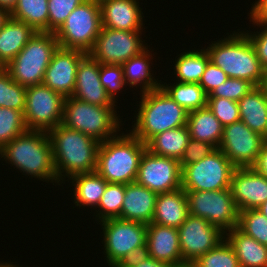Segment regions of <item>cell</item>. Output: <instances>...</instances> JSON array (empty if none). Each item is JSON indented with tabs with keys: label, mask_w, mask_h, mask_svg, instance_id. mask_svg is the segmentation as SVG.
Instances as JSON below:
<instances>
[{
	"label": "cell",
	"mask_w": 267,
	"mask_h": 267,
	"mask_svg": "<svg viewBox=\"0 0 267 267\" xmlns=\"http://www.w3.org/2000/svg\"><path fill=\"white\" fill-rule=\"evenodd\" d=\"M252 168L262 174L263 176L267 177V143H264L261 151L258 155V158Z\"/></svg>",
	"instance_id": "obj_48"
},
{
	"label": "cell",
	"mask_w": 267,
	"mask_h": 267,
	"mask_svg": "<svg viewBox=\"0 0 267 267\" xmlns=\"http://www.w3.org/2000/svg\"><path fill=\"white\" fill-rule=\"evenodd\" d=\"M10 17L25 22L36 32H48V0H18Z\"/></svg>",
	"instance_id": "obj_32"
},
{
	"label": "cell",
	"mask_w": 267,
	"mask_h": 267,
	"mask_svg": "<svg viewBox=\"0 0 267 267\" xmlns=\"http://www.w3.org/2000/svg\"><path fill=\"white\" fill-rule=\"evenodd\" d=\"M207 107L223 126L240 121L238 102L220 97H207Z\"/></svg>",
	"instance_id": "obj_39"
},
{
	"label": "cell",
	"mask_w": 267,
	"mask_h": 267,
	"mask_svg": "<svg viewBox=\"0 0 267 267\" xmlns=\"http://www.w3.org/2000/svg\"><path fill=\"white\" fill-rule=\"evenodd\" d=\"M236 167L218 148L198 162L182 169L181 188L184 191H214L230 189Z\"/></svg>",
	"instance_id": "obj_9"
},
{
	"label": "cell",
	"mask_w": 267,
	"mask_h": 267,
	"mask_svg": "<svg viewBox=\"0 0 267 267\" xmlns=\"http://www.w3.org/2000/svg\"><path fill=\"white\" fill-rule=\"evenodd\" d=\"M146 244L150 257L174 267H183L178 228L147 224Z\"/></svg>",
	"instance_id": "obj_20"
},
{
	"label": "cell",
	"mask_w": 267,
	"mask_h": 267,
	"mask_svg": "<svg viewBox=\"0 0 267 267\" xmlns=\"http://www.w3.org/2000/svg\"><path fill=\"white\" fill-rule=\"evenodd\" d=\"M188 215L187 197L185 191L179 188L171 192L158 193L151 223L179 228Z\"/></svg>",
	"instance_id": "obj_23"
},
{
	"label": "cell",
	"mask_w": 267,
	"mask_h": 267,
	"mask_svg": "<svg viewBox=\"0 0 267 267\" xmlns=\"http://www.w3.org/2000/svg\"><path fill=\"white\" fill-rule=\"evenodd\" d=\"M87 1H91L93 3H97L101 5L104 1H107V0H87Z\"/></svg>",
	"instance_id": "obj_55"
},
{
	"label": "cell",
	"mask_w": 267,
	"mask_h": 267,
	"mask_svg": "<svg viewBox=\"0 0 267 267\" xmlns=\"http://www.w3.org/2000/svg\"><path fill=\"white\" fill-rule=\"evenodd\" d=\"M178 237L184 267L215 248L225 239V233L207 220L189 214L178 228Z\"/></svg>",
	"instance_id": "obj_14"
},
{
	"label": "cell",
	"mask_w": 267,
	"mask_h": 267,
	"mask_svg": "<svg viewBox=\"0 0 267 267\" xmlns=\"http://www.w3.org/2000/svg\"><path fill=\"white\" fill-rule=\"evenodd\" d=\"M26 88L14 81L9 72L0 67V107L24 111Z\"/></svg>",
	"instance_id": "obj_34"
},
{
	"label": "cell",
	"mask_w": 267,
	"mask_h": 267,
	"mask_svg": "<svg viewBox=\"0 0 267 267\" xmlns=\"http://www.w3.org/2000/svg\"><path fill=\"white\" fill-rule=\"evenodd\" d=\"M125 196V184L107 183L104 194L98 205L96 217L99 222L119 218Z\"/></svg>",
	"instance_id": "obj_35"
},
{
	"label": "cell",
	"mask_w": 267,
	"mask_h": 267,
	"mask_svg": "<svg viewBox=\"0 0 267 267\" xmlns=\"http://www.w3.org/2000/svg\"><path fill=\"white\" fill-rule=\"evenodd\" d=\"M240 121L264 136L267 130V93L262 86L254 87L239 101Z\"/></svg>",
	"instance_id": "obj_25"
},
{
	"label": "cell",
	"mask_w": 267,
	"mask_h": 267,
	"mask_svg": "<svg viewBox=\"0 0 267 267\" xmlns=\"http://www.w3.org/2000/svg\"><path fill=\"white\" fill-rule=\"evenodd\" d=\"M102 27L101 6L85 0L54 33L59 47L89 54Z\"/></svg>",
	"instance_id": "obj_8"
},
{
	"label": "cell",
	"mask_w": 267,
	"mask_h": 267,
	"mask_svg": "<svg viewBox=\"0 0 267 267\" xmlns=\"http://www.w3.org/2000/svg\"><path fill=\"white\" fill-rule=\"evenodd\" d=\"M206 51L210 61L220 67L229 78L249 81L255 87L262 86L265 69L244 31H234L227 38L212 43Z\"/></svg>",
	"instance_id": "obj_3"
},
{
	"label": "cell",
	"mask_w": 267,
	"mask_h": 267,
	"mask_svg": "<svg viewBox=\"0 0 267 267\" xmlns=\"http://www.w3.org/2000/svg\"><path fill=\"white\" fill-rule=\"evenodd\" d=\"M237 227L246 235L267 246V217L258 209L240 211Z\"/></svg>",
	"instance_id": "obj_37"
},
{
	"label": "cell",
	"mask_w": 267,
	"mask_h": 267,
	"mask_svg": "<svg viewBox=\"0 0 267 267\" xmlns=\"http://www.w3.org/2000/svg\"><path fill=\"white\" fill-rule=\"evenodd\" d=\"M0 157L28 176L60 185L48 131L27 130L5 144L0 149Z\"/></svg>",
	"instance_id": "obj_2"
},
{
	"label": "cell",
	"mask_w": 267,
	"mask_h": 267,
	"mask_svg": "<svg viewBox=\"0 0 267 267\" xmlns=\"http://www.w3.org/2000/svg\"><path fill=\"white\" fill-rule=\"evenodd\" d=\"M58 47L54 33L38 31L4 68L14 81L25 88L42 84L44 73Z\"/></svg>",
	"instance_id": "obj_7"
},
{
	"label": "cell",
	"mask_w": 267,
	"mask_h": 267,
	"mask_svg": "<svg viewBox=\"0 0 267 267\" xmlns=\"http://www.w3.org/2000/svg\"><path fill=\"white\" fill-rule=\"evenodd\" d=\"M216 149L217 148L211 143L202 142L190 138L184 150L183 156L179 160L181 170L185 166L198 162L204 157L210 155Z\"/></svg>",
	"instance_id": "obj_43"
},
{
	"label": "cell",
	"mask_w": 267,
	"mask_h": 267,
	"mask_svg": "<svg viewBox=\"0 0 267 267\" xmlns=\"http://www.w3.org/2000/svg\"><path fill=\"white\" fill-rule=\"evenodd\" d=\"M18 0H0V8L5 9L9 13L16 7Z\"/></svg>",
	"instance_id": "obj_50"
},
{
	"label": "cell",
	"mask_w": 267,
	"mask_h": 267,
	"mask_svg": "<svg viewBox=\"0 0 267 267\" xmlns=\"http://www.w3.org/2000/svg\"><path fill=\"white\" fill-rule=\"evenodd\" d=\"M150 257L147 244L130 251L114 267H135Z\"/></svg>",
	"instance_id": "obj_46"
},
{
	"label": "cell",
	"mask_w": 267,
	"mask_h": 267,
	"mask_svg": "<svg viewBox=\"0 0 267 267\" xmlns=\"http://www.w3.org/2000/svg\"><path fill=\"white\" fill-rule=\"evenodd\" d=\"M263 138H264V142L267 143V130H266V133H265V135L263 136Z\"/></svg>",
	"instance_id": "obj_56"
},
{
	"label": "cell",
	"mask_w": 267,
	"mask_h": 267,
	"mask_svg": "<svg viewBox=\"0 0 267 267\" xmlns=\"http://www.w3.org/2000/svg\"><path fill=\"white\" fill-rule=\"evenodd\" d=\"M74 186V203L78 207L91 206L98 207L104 194L107 181L96 171L90 173H80L69 178Z\"/></svg>",
	"instance_id": "obj_29"
},
{
	"label": "cell",
	"mask_w": 267,
	"mask_h": 267,
	"mask_svg": "<svg viewBox=\"0 0 267 267\" xmlns=\"http://www.w3.org/2000/svg\"><path fill=\"white\" fill-rule=\"evenodd\" d=\"M0 267H18V266H16V265H13V264H11V263H5V262H3V263H1L0 262ZM20 267H22V266H20Z\"/></svg>",
	"instance_id": "obj_54"
},
{
	"label": "cell",
	"mask_w": 267,
	"mask_h": 267,
	"mask_svg": "<svg viewBox=\"0 0 267 267\" xmlns=\"http://www.w3.org/2000/svg\"><path fill=\"white\" fill-rule=\"evenodd\" d=\"M84 52L58 47L49 63L42 84L64 97L73 94L76 85L77 67Z\"/></svg>",
	"instance_id": "obj_17"
},
{
	"label": "cell",
	"mask_w": 267,
	"mask_h": 267,
	"mask_svg": "<svg viewBox=\"0 0 267 267\" xmlns=\"http://www.w3.org/2000/svg\"><path fill=\"white\" fill-rule=\"evenodd\" d=\"M189 139V130L184 125L155 135L146 143V149L153 154L179 161Z\"/></svg>",
	"instance_id": "obj_28"
},
{
	"label": "cell",
	"mask_w": 267,
	"mask_h": 267,
	"mask_svg": "<svg viewBox=\"0 0 267 267\" xmlns=\"http://www.w3.org/2000/svg\"><path fill=\"white\" fill-rule=\"evenodd\" d=\"M181 178L178 160L144 151L136 178L138 184L156 193H165L181 188Z\"/></svg>",
	"instance_id": "obj_16"
},
{
	"label": "cell",
	"mask_w": 267,
	"mask_h": 267,
	"mask_svg": "<svg viewBox=\"0 0 267 267\" xmlns=\"http://www.w3.org/2000/svg\"><path fill=\"white\" fill-rule=\"evenodd\" d=\"M65 97L38 84L26 88L24 120L28 130L49 131L62 124Z\"/></svg>",
	"instance_id": "obj_11"
},
{
	"label": "cell",
	"mask_w": 267,
	"mask_h": 267,
	"mask_svg": "<svg viewBox=\"0 0 267 267\" xmlns=\"http://www.w3.org/2000/svg\"><path fill=\"white\" fill-rule=\"evenodd\" d=\"M100 63L90 54L79 62L72 97L97 106H116L100 82Z\"/></svg>",
	"instance_id": "obj_19"
},
{
	"label": "cell",
	"mask_w": 267,
	"mask_h": 267,
	"mask_svg": "<svg viewBox=\"0 0 267 267\" xmlns=\"http://www.w3.org/2000/svg\"><path fill=\"white\" fill-rule=\"evenodd\" d=\"M10 18V13L5 9L0 8V29L6 23V21Z\"/></svg>",
	"instance_id": "obj_51"
},
{
	"label": "cell",
	"mask_w": 267,
	"mask_h": 267,
	"mask_svg": "<svg viewBox=\"0 0 267 267\" xmlns=\"http://www.w3.org/2000/svg\"><path fill=\"white\" fill-rule=\"evenodd\" d=\"M141 94L131 133L144 144L159 133L187 124L188 111L176 103L162 87Z\"/></svg>",
	"instance_id": "obj_4"
},
{
	"label": "cell",
	"mask_w": 267,
	"mask_h": 267,
	"mask_svg": "<svg viewBox=\"0 0 267 267\" xmlns=\"http://www.w3.org/2000/svg\"><path fill=\"white\" fill-rule=\"evenodd\" d=\"M170 86L161 84V87L170 95V97L183 107L186 111L191 112L197 109L207 107V97L204 89L199 83L176 82Z\"/></svg>",
	"instance_id": "obj_33"
},
{
	"label": "cell",
	"mask_w": 267,
	"mask_h": 267,
	"mask_svg": "<svg viewBox=\"0 0 267 267\" xmlns=\"http://www.w3.org/2000/svg\"><path fill=\"white\" fill-rule=\"evenodd\" d=\"M135 267H174L166 262L155 260L152 257H149L147 260L141 262Z\"/></svg>",
	"instance_id": "obj_49"
},
{
	"label": "cell",
	"mask_w": 267,
	"mask_h": 267,
	"mask_svg": "<svg viewBox=\"0 0 267 267\" xmlns=\"http://www.w3.org/2000/svg\"><path fill=\"white\" fill-rule=\"evenodd\" d=\"M249 21L267 23V0H258L252 6Z\"/></svg>",
	"instance_id": "obj_47"
},
{
	"label": "cell",
	"mask_w": 267,
	"mask_h": 267,
	"mask_svg": "<svg viewBox=\"0 0 267 267\" xmlns=\"http://www.w3.org/2000/svg\"><path fill=\"white\" fill-rule=\"evenodd\" d=\"M258 210L267 217V200L258 208Z\"/></svg>",
	"instance_id": "obj_52"
},
{
	"label": "cell",
	"mask_w": 267,
	"mask_h": 267,
	"mask_svg": "<svg viewBox=\"0 0 267 267\" xmlns=\"http://www.w3.org/2000/svg\"><path fill=\"white\" fill-rule=\"evenodd\" d=\"M102 27L141 31L143 29V12L138 0H107L101 5Z\"/></svg>",
	"instance_id": "obj_21"
},
{
	"label": "cell",
	"mask_w": 267,
	"mask_h": 267,
	"mask_svg": "<svg viewBox=\"0 0 267 267\" xmlns=\"http://www.w3.org/2000/svg\"><path fill=\"white\" fill-rule=\"evenodd\" d=\"M141 34V31L101 27L94 47L89 54L100 64L122 65L148 48L143 44L140 38Z\"/></svg>",
	"instance_id": "obj_12"
},
{
	"label": "cell",
	"mask_w": 267,
	"mask_h": 267,
	"mask_svg": "<svg viewBox=\"0 0 267 267\" xmlns=\"http://www.w3.org/2000/svg\"><path fill=\"white\" fill-rule=\"evenodd\" d=\"M191 267H241L233 247L226 240L200 256Z\"/></svg>",
	"instance_id": "obj_36"
},
{
	"label": "cell",
	"mask_w": 267,
	"mask_h": 267,
	"mask_svg": "<svg viewBox=\"0 0 267 267\" xmlns=\"http://www.w3.org/2000/svg\"><path fill=\"white\" fill-rule=\"evenodd\" d=\"M227 78L229 77L220 67L209 61L199 84L204 89L205 93L209 95L216 87H218L221 83H224Z\"/></svg>",
	"instance_id": "obj_44"
},
{
	"label": "cell",
	"mask_w": 267,
	"mask_h": 267,
	"mask_svg": "<svg viewBox=\"0 0 267 267\" xmlns=\"http://www.w3.org/2000/svg\"><path fill=\"white\" fill-rule=\"evenodd\" d=\"M262 87L265 89V91L267 93V69H265L264 82L262 84Z\"/></svg>",
	"instance_id": "obj_53"
},
{
	"label": "cell",
	"mask_w": 267,
	"mask_h": 267,
	"mask_svg": "<svg viewBox=\"0 0 267 267\" xmlns=\"http://www.w3.org/2000/svg\"><path fill=\"white\" fill-rule=\"evenodd\" d=\"M48 135L58 182L63 183L65 176L69 179L76 174L96 171L98 140L62 124L50 129Z\"/></svg>",
	"instance_id": "obj_1"
},
{
	"label": "cell",
	"mask_w": 267,
	"mask_h": 267,
	"mask_svg": "<svg viewBox=\"0 0 267 267\" xmlns=\"http://www.w3.org/2000/svg\"><path fill=\"white\" fill-rule=\"evenodd\" d=\"M186 125L190 138L219 147L224 126L208 107L188 112Z\"/></svg>",
	"instance_id": "obj_27"
},
{
	"label": "cell",
	"mask_w": 267,
	"mask_h": 267,
	"mask_svg": "<svg viewBox=\"0 0 267 267\" xmlns=\"http://www.w3.org/2000/svg\"><path fill=\"white\" fill-rule=\"evenodd\" d=\"M85 0H48V32L55 33Z\"/></svg>",
	"instance_id": "obj_40"
},
{
	"label": "cell",
	"mask_w": 267,
	"mask_h": 267,
	"mask_svg": "<svg viewBox=\"0 0 267 267\" xmlns=\"http://www.w3.org/2000/svg\"><path fill=\"white\" fill-rule=\"evenodd\" d=\"M225 233L241 267H267V246L243 233L238 227Z\"/></svg>",
	"instance_id": "obj_26"
},
{
	"label": "cell",
	"mask_w": 267,
	"mask_h": 267,
	"mask_svg": "<svg viewBox=\"0 0 267 267\" xmlns=\"http://www.w3.org/2000/svg\"><path fill=\"white\" fill-rule=\"evenodd\" d=\"M146 144L131 132L100 143L96 172L108 183L135 182Z\"/></svg>",
	"instance_id": "obj_5"
},
{
	"label": "cell",
	"mask_w": 267,
	"mask_h": 267,
	"mask_svg": "<svg viewBox=\"0 0 267 267\" xmlns=\"http://www.w3.org/2000/svg\"><path fill=\"white\" fill-rule=\"evenodd\" d=\"M174 74L179 82L199 83L207 63L210 61L206 49L192 50L178 55Z\"/></svg>",
	"instance_id": "obj_31"
},
{
	"label": "cell",
	"mask_w": 267,
	"mask_h": 267,
	"mask_svg": "<svg viewBox=\"0 0 267 267\" xmlns=\"http://www.w3.org/2000/svg\"><path fill=\"white\" fill-rule=\"evenodd\" d=\"M158 193L138 184H125V196L119 218L150 224Z\"/></svg>",
	"instance_id": "obj_22"
},
{
	"label": "cell",
	"mask_w": 267,
	"mask_h": 267,
	"mask_svg": "<svg viewBox=\"0 0 267 267\" xmlns=\"http://www.w3.org/2000/svg\"><path fill=\"white\" fill-rule=\"evenodd\" d=\"M253 24H256V26H261V32L257 31L256 32H251V33H246L244 32L249 40L251 41L256 55L260 61L261 66L264 69H267V23L264 22H254L252 21ZM264 29H263V28ZM254 33V34H252Z\"/></svg>",
	"instance_id": "obj_45"
},
{
	"label": "cell",
	"mask_w": 267,
	"mask_h": 267,
	"mask_svg": "<svg viewBox=\"0 0 267 267\" xmlns=\"http://www.w3.org/2000/svg\"><path fill=\"white\" fill-rule=\"evenodd\" d=\"M100 223L104 236V257L110 267H114L136 247L146 245L147 224L121 218Z\"/></svg>",
	"instance_id": "obj_13"
},
{
	"label": "cell",
	"mask_w": 267,
	"mask_h": 267,
	"mask_svg": "<svg viewBox=\"0 0 267 267\" xmlns=\"http://www.w3.org/2000/svg\"><path fill=\"white\" fill-rule=\"evenodd\" d=\"M254 87L255 86L249 81L237 78H227V80L216 87L208 97H220L238 102Z\"/></svg>",
	"instance_id": "obj_41"
},
{
	"label": "cell",
	"mask_w": 267,
	"mask_h": 267,
	"mask_svg": "<svg viewBox=\"0 0 267 267\" xmlns=\"http://www.w3.org/2000/svg\"><path fill=\"white\" fill-rule=\"evenodd\" d=\"M264 138L238 121L224 126L218 147L236 168L252 167L264 144Z\"/></svg>",
	"instance_id": "obj_15"
},
{
	"label": "cell",
	"mask_w": 267,
	"mask_h": 267,
	"mask_svg": "<svg viewBox=\"0 0 267 267\" xmlns=\"http://www.w3.org/2000/svg\"><path fill=\"white\" fill-rule=\"evenodd\" d=\"M150 54L147 48L140 55L132 57L122 64L125 84H129L130 87L139 84L142 87L140 90L142 93L161 87L159 81L157 82L151 75V65L149 64L153 56Z\"/></svg>",
	"instance_id": "obj_30"
},
{
	"label": "cell",
	"mask_w": 267,
	"mask_h": 267,
	"mask_svg": "<svg viewBox=\"0 0 267 267\" xmlns=\"http://www.w3.org/2000/svg\"><path fill=\"white\" fill-rule=\"evenodd\" d=\"M35 33L30 25L10 17L0 29V67H6Z\"/></svg>",
	"instance_id": "obj_24"
},
{
	"label": "cell",
	"mask_w": 267,
	"mask_h": 267,
	"mask_svg": "<svg viewBox=\"0 0 267 267\" xmlns=\"http://www.w3.org/2000/svg\"><path fill=\"white\" fill-rule=\"evenodd\" d=\"M100 82L105 88L106 93L111 97V99L116 102L115 93L125 85L124 74L122 65H104L100 64Z\"/></svg>",
	"instance_id": "obj_42"
},
{
	"label": "cell",
	"mask_w": 267,
	"mask_h": 267,
	"mask_svg": "<svg viewBox=\"0 0 267 267\" xmlns=\"http://www.w3.org/2000/svg\"><path fill=\"white\" fill-rule=\"evenodd\" d=\"M230 191L239 212L258 209L267 200V177L252 167L235 168Z\"/></svg>",
	"instance_id": "obj_18"
},
{
	"label": "cell",
	"mask_w": 267,
	"mask_h": 267,
	"mask_svg": "<svg viewBox=\"0 0 267 267\" xmlns=\"http://www.w3.org/2000/svg\"><path fill=\"white\" fill-rule=\"evenodd\" d=\"M188 213L207 220L224 233L238 226L239 210L230 189L185 191Z\"/></svg>",
	"instance_id": "obj_10"
},
{
	"label": "cell",
	"mask_w": 267,
	"mask_h": 267,
	"mask_svg": "<svg viewBox=\"0 0 267 267\" xmlns=\"http://www.w3.org/2000/svg\"><path fill=\"white\" fill-rule=\"evenodd\" d=\"M27 130L23 111L0 107V149Z\"/></svg>",
	"instance_id": "obj_38"
},
{
	"label": "cell",
	"mask_w": 267,
	"mask_h": 267,
	"mask_svg": "<svg viewBox=\"0 0 267 267\" xmlns=\"http://www.w3.org/2000/svg\"><path fill=\"white\" fill-rule=\"evenodd\" d=\"M114 106H97L65 97L62 125L80 131L100 143L115 137L121 123Z\"/></svg>",
	"instance_id": "obj_6"
}]
</instances>
